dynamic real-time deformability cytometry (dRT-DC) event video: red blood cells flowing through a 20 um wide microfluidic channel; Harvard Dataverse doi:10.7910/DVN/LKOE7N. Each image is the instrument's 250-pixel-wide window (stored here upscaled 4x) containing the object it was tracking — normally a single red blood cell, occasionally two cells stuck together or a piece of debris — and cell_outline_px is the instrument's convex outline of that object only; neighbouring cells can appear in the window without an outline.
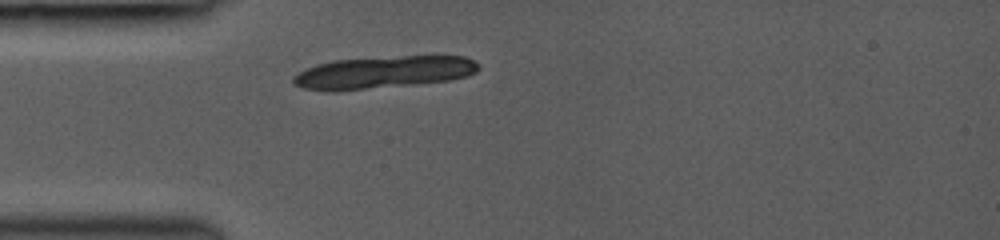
{"species": "common noctule bat (a hibernating species)", "species_latin": "Nyctalus noctula", "temperature_condition": "room temperature", "stored_images_in_passage": 28, "camera_frame_rate_fps": 3000, "um_per_image_px": 0.085, "animal": {"sex": "female", "body_mass_g": 19.0, "forearm_length_mm": 53.3}, "frame": {"image": 1, "passage_image": 1, "time_ms": 0.0, "image_size_px": [1000, 240], "cell_outline_px": [[480, 68], [476, 72], [468, 76], [448, 80], [412, 84], [336, 92], [332, 92], [304, 88], [292, 84], [292, 76], [316, 64], [332, 60], [404, 56], [464, 56], [480, 64]], "centroid_in_image_um": [32.56, 6.15], "position_along_channel_um": 52.4, "area_um2": 34.85}}
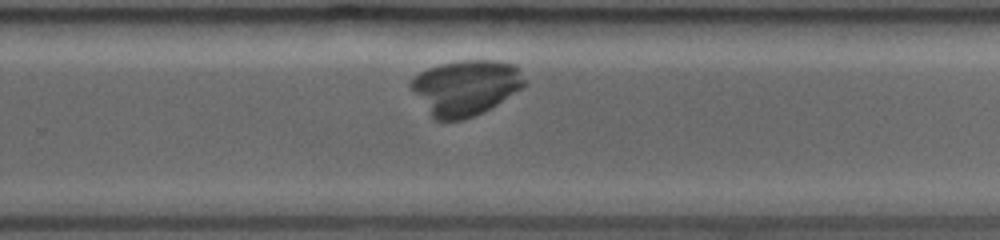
{"frame": {"image": 2, "passage_image": 19, "time_ms": 6.0, "image_size_px": [1000, 240], "cell_outline_px": [[528, 84], [496, 104], [472, 116], [460, 120], [436, 120], [432, 116], [408, 84], [420, 72], [428, 68], [440, 64], [456, 60], [496, 60], [516, 64], [520, 68], [528, 80]], "centroid_in_image_um": [39.64, 7.39], "position_along_channel_um": 290.2, "area_um2": 36.41}}
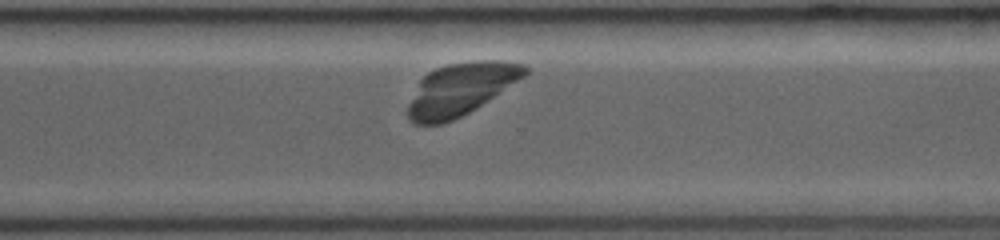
{"frame": {"image": 3, "passage_image": 22, "time_ms": 7.0, "image_size_px": [1000, 240], "cell_outline_px": [[528, 72], [524, 76], [476, 108], [452, 120], [440, 124], [412, 124], [408, 120], [408, 104], [420, 80], [428, 72], [436, 68], [448, 64], [480, 60], [496, 60], [528, 64]], "centroid_in_image_um": [39.14, 7.57], "position_along_channel_um": 331.5, "area_um2": 35.26}}